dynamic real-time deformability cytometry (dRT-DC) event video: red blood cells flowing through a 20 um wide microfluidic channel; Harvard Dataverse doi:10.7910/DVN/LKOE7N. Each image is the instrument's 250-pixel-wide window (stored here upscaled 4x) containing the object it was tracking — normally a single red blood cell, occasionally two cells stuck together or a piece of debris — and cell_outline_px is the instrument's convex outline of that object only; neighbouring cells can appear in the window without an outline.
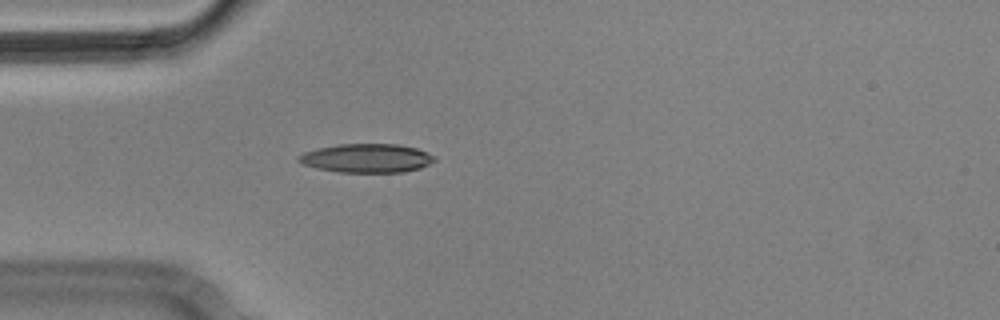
{"species": "Egyptian fruit bat (a non-hibernating species)", "species_latin": "Rousettus aegyptiacus", "temperature_condition": "cold", "stored_images_in_passage": 3, "camera_frame_rate_fps": 3000, "um_per_image_px": 0.085, "animal": {"sex": "male"}, "frame": {"image": 1, "passage_image": 3, "time_ms": 0.667, "image_size_px": [1000, 320], "cell_outline_px": [[436, 160], [420, 168], [404, 172], [340, 172], [316, 168], [304, 164], [296, 160], [296, 156], [304, 152], [316, 148], [336, 144], [396, 144], [416, 148], [436, 156]], "centroid_in_image_um": [31.14, 13.44], "position_along_channel_um": 53.9, "area_um2": 22.89}}